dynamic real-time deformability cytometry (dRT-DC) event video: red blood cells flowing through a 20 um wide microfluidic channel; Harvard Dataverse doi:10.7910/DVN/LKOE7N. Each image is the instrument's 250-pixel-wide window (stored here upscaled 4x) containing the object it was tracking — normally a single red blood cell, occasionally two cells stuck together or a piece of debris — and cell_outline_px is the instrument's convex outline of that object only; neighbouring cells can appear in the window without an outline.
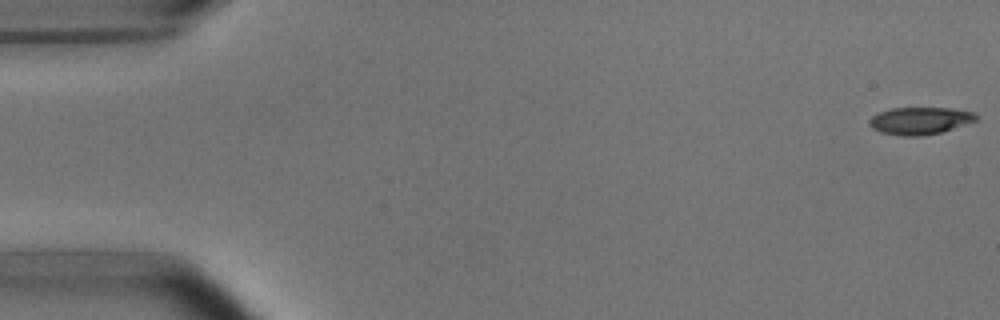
{"species": "common noctule bat (a hibernating species)", "species_latin": "Nyctalus noctula", "temperature_condition": "room temperature", "stored_images_in_passage": 6, "camera_frame_rate_fps": 3000, "um_per_image_px": 0.085, "animal": {"sex": "male", "body_mass_g": 15.6}, "frame": {"image": 1, "passage_image": 1, "time_ms": 0.0, "image_size_px": [1000, 320], "cell_outline_px": [[980, 116], [976, 120], [940, 132], [920, 136], [900, 136], [880, 132], [872, 128], [868, 124], [868, 120], [872, 116], [880, 112], [892, 108], [952, 108], [972, 112]], "centroid_in_image_um": [78.16, 10.26], "position_along_channel_um": 6.8, "area_um2": 16.88}}
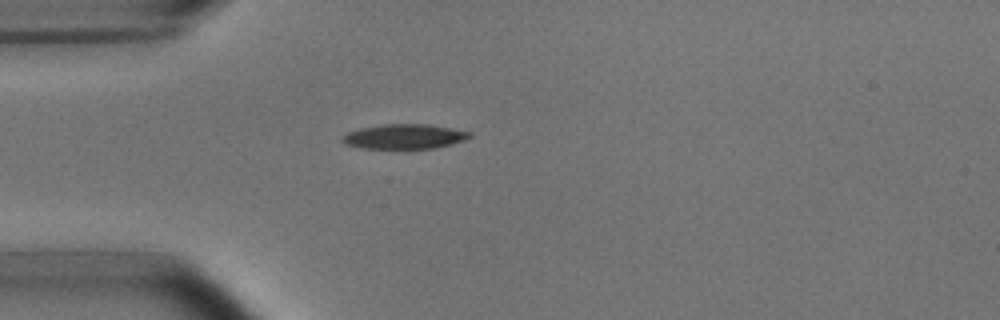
{"frame": {"image": 2, "passage_image": 4, "time_ms": 4.667, "image_size_px": [1000, 320], "cell_outline_px": [[472, 136], [464, 140], [452, 144], [436, 148], [364, 148], [344, 144], [340, 140], [348, 132], [360, 128], [384, 124], [428, 124], [472, 132]], "centroid_in_image_um": [34.38, 11.6], "position_along_channel_um": 50.6, "area_um2": 18.26}}